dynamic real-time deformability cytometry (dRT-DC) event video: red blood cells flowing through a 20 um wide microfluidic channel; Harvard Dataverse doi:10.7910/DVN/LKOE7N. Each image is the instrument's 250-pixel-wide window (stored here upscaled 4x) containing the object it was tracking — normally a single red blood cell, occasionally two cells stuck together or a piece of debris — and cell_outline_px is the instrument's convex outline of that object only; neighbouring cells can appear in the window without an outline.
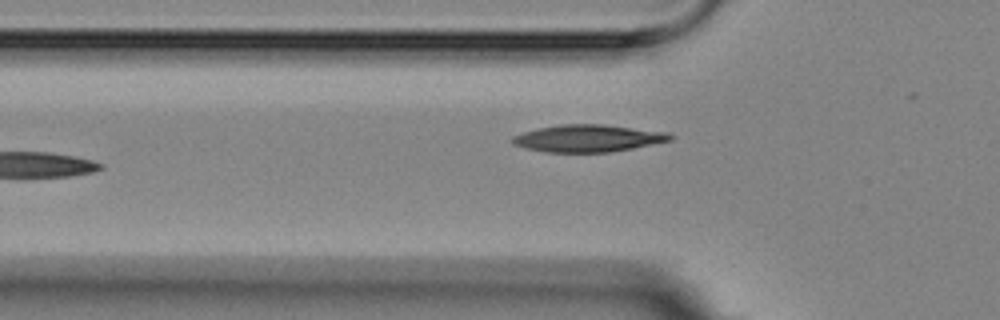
{"species": "Egyptian fruit bat (a non-hibernating species)", "species_latin": "Rousettus aegyptiacus", "temperature_condition": "room temperature", "stored_images_in_passage": 5, "camera_frame_rate_fps": 3000, "um_per_image_px": 0.085, "animal": {"sex": "female"}, "frame": {"image": 1, "passage_image": 4, "time_ms": 4.667, "image_size_px": [1000, 320], "cell_outline_px": [[676, 136], [672, 140], [612, 152], [544, 152], [524, 148], [512, 144], [508, 140], [512, 136], [536, 128], [560, 124], [604, 124], [668, 132]], "centroid_in_image_um": [49.95, 11.75], "position_along_channel_um": 75.8, "area_um2": 25.32}}